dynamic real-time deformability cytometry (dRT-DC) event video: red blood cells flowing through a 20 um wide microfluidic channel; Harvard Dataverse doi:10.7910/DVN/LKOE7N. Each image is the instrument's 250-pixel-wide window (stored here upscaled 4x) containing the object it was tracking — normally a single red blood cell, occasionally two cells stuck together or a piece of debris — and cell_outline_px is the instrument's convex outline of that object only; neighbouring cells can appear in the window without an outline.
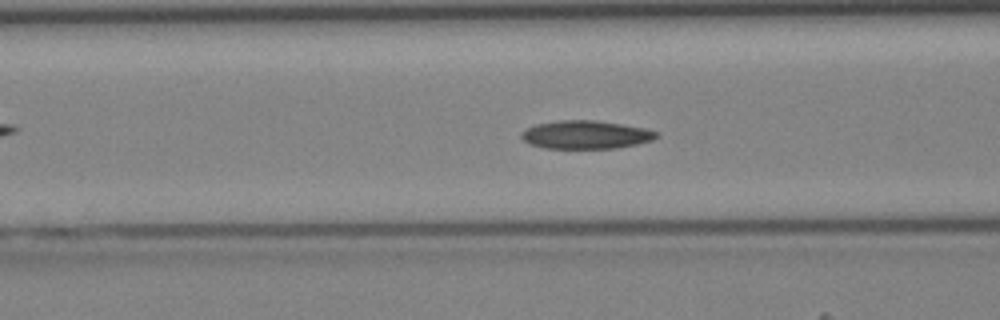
{"species": "Egyptian fruit bat (a non-hibernating species)", "species_latin": "Rousettus aegyptiacus", "temperature_condition": "cold", "stored_images_in_passage": 40, "camera_frame_rate_fps": 3000, "um_per_image_px": 0.085, "animal": {"sex": "female"}, "frame": {"image": 1, "passage_image": 13, "time_ms": 4.0, "image_size_px": [1000, 320], "cell_outline_px": [[660, 136], [652, 140], [636, 144], [616, 148], [544, 148], [528, 144], [520, 136], [520, 132], [536, 124], [560, 120], [592, 120], [620, 124], [644, 128], [660, 132]], "centroid_in_image_um": [49.79, 11.45], "position_along_channel_um": 116.8, "area_um2": 22.2}}
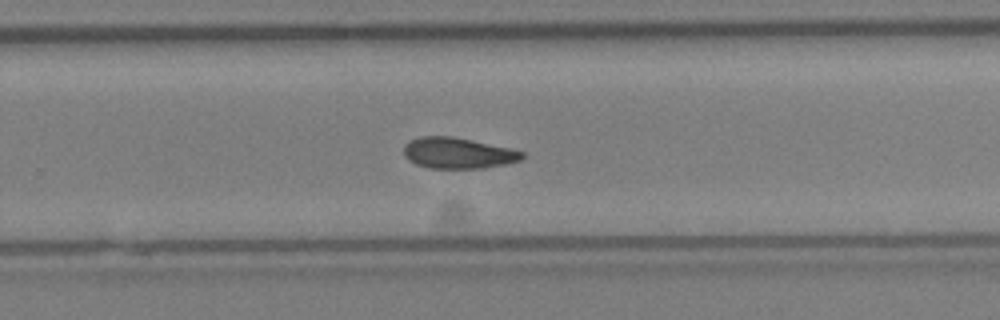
{"frame": {"image": 2, "passage_image": 24, "time_ms": 7.667, "image_size_px": [1000, 320], "cell_outline_px": [[524, 156], [520, 160], [504, 164], [484, 168], [428, 168], [416, 164], [408, 160], [404, 156], [404, 144], [408, 140], [420, 136], [452, 136], [508, 148], [524, 152]], "centroid_in_image_um": [38.86, 13.01], "position_along_channel_um": 290.9, "area_um2": 21.27}}
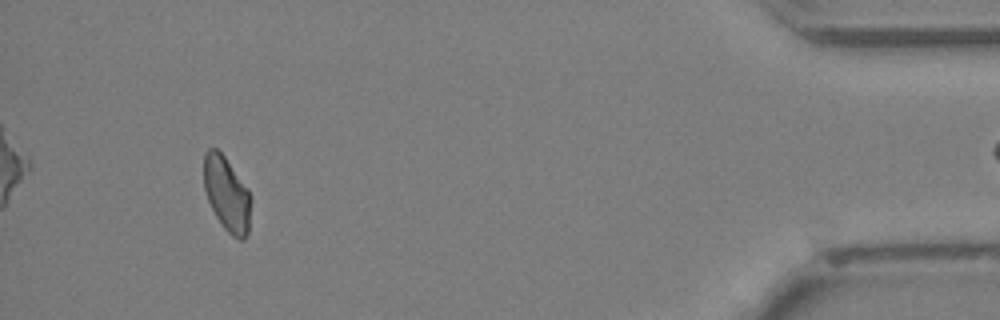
{"frame": {"image": 3, "passage_image": 36, "time_ms": 11.667, "image_size_px": [1000, 320], "cell_outline_px": [[252, 200], [248, 232], [244, 240], [240, 240], [232, 236], [224, 228], [216, 216], [208, 200], [204, 188], [204, 152], [208, 148], [216, 148], [224, 156], [248, 188], [252, 196]], "centroid_in_image_um": [19.3, 16.5], "position_along_channel_um": 415.9, "area_um2": 20.58}}